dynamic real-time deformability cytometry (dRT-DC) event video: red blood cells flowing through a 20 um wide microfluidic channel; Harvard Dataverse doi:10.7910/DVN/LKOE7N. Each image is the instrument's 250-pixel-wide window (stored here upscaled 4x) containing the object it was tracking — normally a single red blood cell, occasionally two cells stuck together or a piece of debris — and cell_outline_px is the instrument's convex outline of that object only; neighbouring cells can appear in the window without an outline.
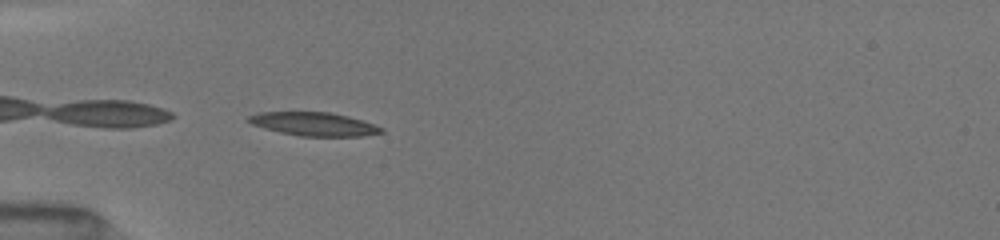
{"species": "common noctule bat (a hibernating species)", "species_latin": "Nyctalus noctula", "temperature_condition": "room temperature", "stored_images_in_passage": 26, "camera_frame_rate_fps": 3000, "um_per_image_px": 0.085, "animal": {"sex": "female", "body_mass_g": 19.5, "forearm_length_mm": 54.1}, "frame": {"image": 1, "passage_image": 7, "time_ms": 5.0, "image_size_px": [1000, 240], "cell_outline_px": [[384, 132], [360, 136], [300, 136], [280, 132], [264, 128], [252, 124], [244, 120], [248, 116], [256, 112], [328, 112], [348, 116], [384, 128]], "centroid_in_image_um": [26.62, 10.54], "position_along_channel_um": 58.4, "area_um2": 18.09}}
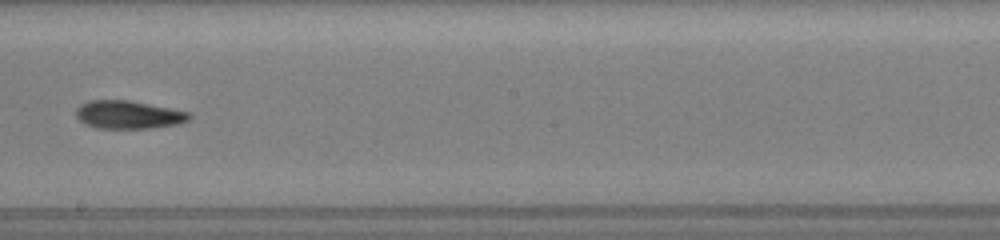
{"frame": {"image": 2, "passage_image": 15, "time_ms": 9.667, "image_size_px": [1000, 240], "cell_outline_px": [[192, 116], [188, 120], [176, 124], [148, 128], [96, 128], [80, 120], [76, 116], [76, 108], [80, 104], [88, 100], [128, 100], [188, 112]], "centroid_in_image_um": [10.87, 9.74], "position_along_channel_um": 237.3, "area_um2": 18.21}}
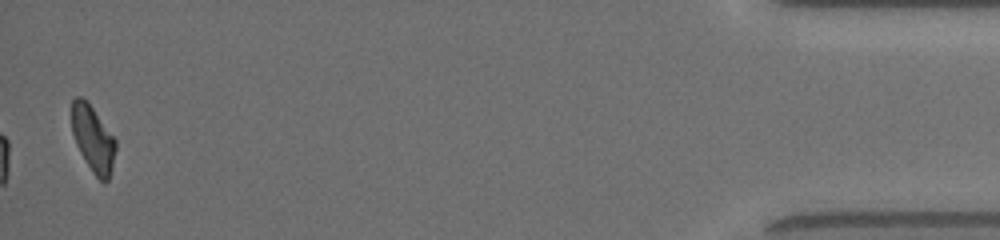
{"frame": {"image": 3, "passage_image": 26, "time_ms": 16.333, "image_size_px": [1000, 240], "cell_outline_px": [[116, 148], [112, 168], [108, 180], [104, 184], [92, 172], [80, 152], [76, 144], [72, 132], [72, 100], [76, 96], [80, 96], [88, 100], [116, 140]], "centroid_in_image_um": [7.91, 11.78], "position_along_channel_um": 427.3, "area_um2": 17.05}, "authors_computed_cell_mechanics": {"area_um2": 18.785, "velocity_mm_per_s": 4.0355, "shape_relaxation_time_tau1_ms": 4.7404, "shape_relaxation_time_tau2_ms": 3.4581, "deformation_change_tau1": 0.1604, "deformation_change_tau2": 0.111}}